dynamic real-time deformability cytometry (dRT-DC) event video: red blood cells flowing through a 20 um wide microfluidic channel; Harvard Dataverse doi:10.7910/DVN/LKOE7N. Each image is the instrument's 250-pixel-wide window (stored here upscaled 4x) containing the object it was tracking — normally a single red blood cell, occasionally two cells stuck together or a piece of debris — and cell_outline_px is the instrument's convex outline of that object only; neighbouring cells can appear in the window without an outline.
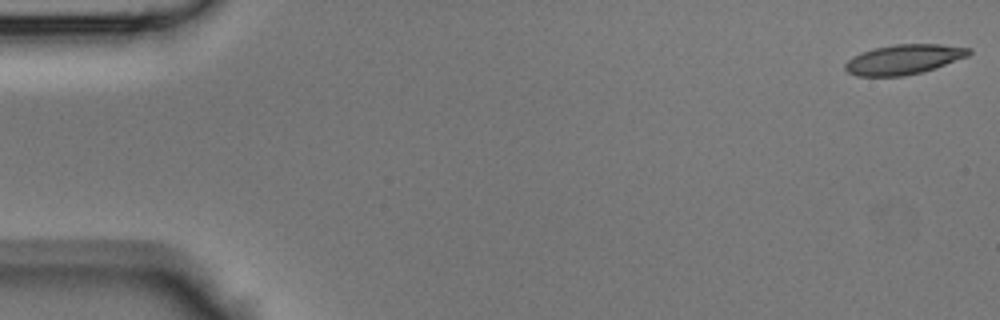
{"species": "Egyptian fruit bat (a non-hibernating species)", "species_latin": "Rousettus aegyptiacus", "temperature_condition": "room temperature", "stored_images_in_passage": 9, "camera_frame_rate_fps": 3000, "um_per_image_px": 0.085, "animal": {"sex": "male"}, "frame": {"image": 1, "passage_image": 1, "time_ms": 0.0, "image_size_px": [1000, 320], "cell_outline_px": [[972, 52], [968, 56], [936, 68], [924, 72], [904, 76], [856, 76], [848, 72], [844, 68], [844, 64], [852, 56], [860, 52], [876, 48], [896, 44], [940, 44], [972, 48]], "centroid_in_image_um": [76.83, 5.05], "position_along_channel_um": 8.2, "area_um2": 21.68}}